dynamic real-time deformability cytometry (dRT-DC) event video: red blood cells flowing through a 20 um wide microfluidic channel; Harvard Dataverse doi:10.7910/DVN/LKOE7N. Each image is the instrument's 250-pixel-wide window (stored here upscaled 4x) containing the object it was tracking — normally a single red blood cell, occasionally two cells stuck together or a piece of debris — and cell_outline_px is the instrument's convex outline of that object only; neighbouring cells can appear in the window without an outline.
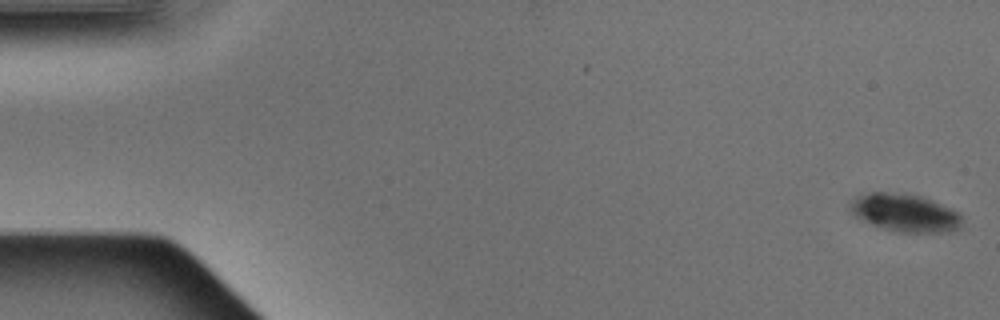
{"species": "Egyptian fruit bat (a non-hibernating species)", "species_latin": "Rousettus aegyptiacus", "temperature_condition": "warm", "stored_images_in_passage": 2, "camera_frame_rate_fps": 3000, "um_per_image_px": 0.085, "animal": {"sex": "male"}, "frame": {"image": 1, "passage_image": 2, "time_ms": 0.333, "image_size_px": [1000, 320], "cell_outline_px": [[960, 228], [948, 232], [892, 232], [880, 228], [860, 220], [852, 216], [848, 208], [848, 204], [860, 192], [892, 192], [920, 196], [932, 200], [960, 212]], "centroid_in_image_um": [76.82, 18.09], "position_along_channel_um": 8.2, "area_um2": 25.2}}